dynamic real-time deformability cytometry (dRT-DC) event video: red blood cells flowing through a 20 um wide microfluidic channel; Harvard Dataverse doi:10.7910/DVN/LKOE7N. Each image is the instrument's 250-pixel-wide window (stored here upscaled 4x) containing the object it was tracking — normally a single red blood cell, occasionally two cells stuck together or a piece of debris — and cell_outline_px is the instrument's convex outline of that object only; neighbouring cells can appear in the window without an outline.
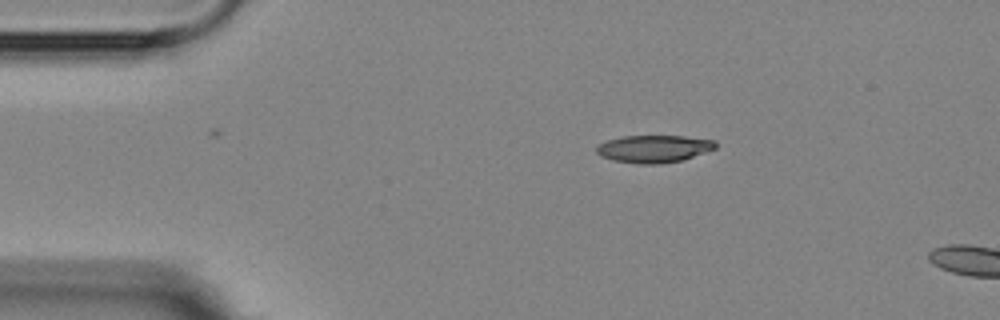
{"species": "Egyptian fruit bat (a non-hibernating species)", "species_latin": "Rousettus aegyptiacus", "temperature_condition": "room temperature", "stored_images_in_passage": 2, "camera_frame_rate_fps": 3000, "um_per_image_px": 0.085, "animal": {"sex": "female"}, "frame": {"image": 1, "passage_image": 1, "time_ms": 0.0, "image_size_px": [1000, 320], "cell_outline_px": [[716, 148], [680, 160], [660, 164], [640, 164], [612, 160], [600, 156], [596, 152], [596, 148], [600, 144], [608, 140], [624, 136], [684, 136], [716, 140]], "centroid_in_image_um": [55.56, 12.64], "position_along_channel_um": 29.4, "area_um2": 18.84}}